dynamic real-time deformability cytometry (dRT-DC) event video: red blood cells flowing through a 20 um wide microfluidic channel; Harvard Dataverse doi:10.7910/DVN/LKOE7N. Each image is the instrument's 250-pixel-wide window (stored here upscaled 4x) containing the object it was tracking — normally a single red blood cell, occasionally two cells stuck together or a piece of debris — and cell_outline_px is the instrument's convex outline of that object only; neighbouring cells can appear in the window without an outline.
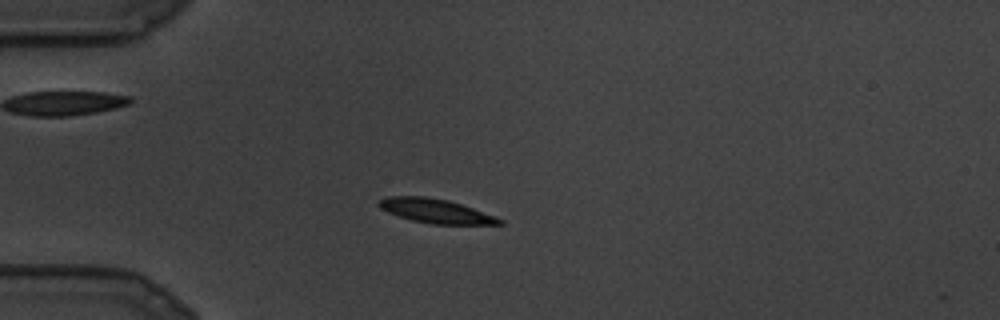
{"species": "common noctule bat (a hibernating species)", "species_latin": "Nyctalus noctula", "temperature_condition": "cold", "stored_images_in_passage": 6, "camera_frame_rate_fps": 3000, "um_per_image_px": 0.085, "animal": {"sex": "male", "body_mass_g": 19.5, "forearm_length_mm": 54.6}, "frame": {"image": 1, "passage_image": 1, "time_ms": 0.0, "image_size_px": [1000, 320], "cell_outline_px": [[504, 224], [432, 224], [412, 220], [388, 212], [380, 208], [376, 204], [380, 200], [388, 196], [424, 196], [448, 200], [472, 208], [504, 220]], "centroid_in_image_um": [37.0, 17.93], "position_along_channel_um": 48.0, "area_um2": 16.7}}
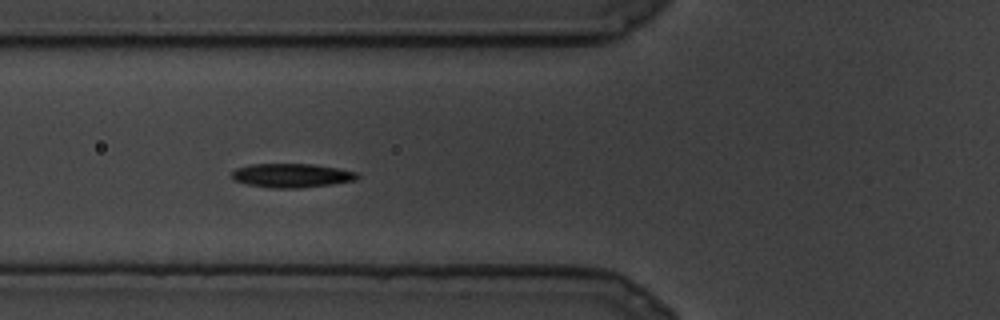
{"frame": {"image": 2, "passage_image": 4, "time_ms": 1.0, "image_size_px": [1000, 320], "cell_outline_px": [[360, 176], [356, 180], [300, 188], [272, 188], [248, 184], [236, 180], [232, 176], [232, 172], [236, 168], [248, 164], [312, 164], [336, 168], [356, 172]], "centroid_in_image_um": [24.78, 14.91], "position_along_channel_um": 101.0, "area_um2": 17.28}}
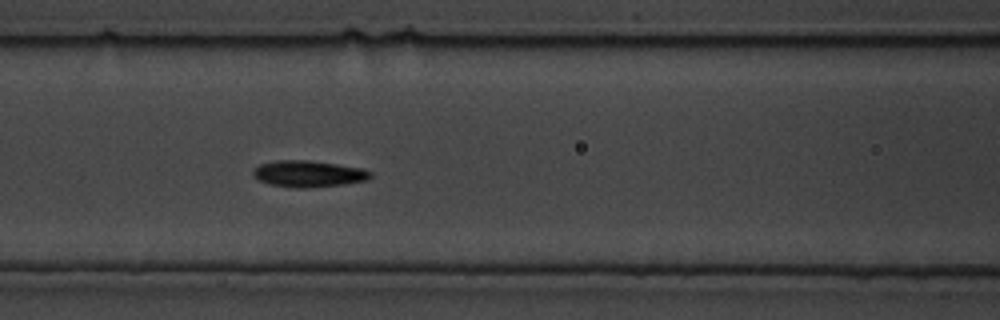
{"frame": {"image": 3, "passage_image": 6, "time_ms": 1.667, "image_size_px": [1000, 320], "cell_outline_px": [[372, 176], [368, 180], [344, 184], [308, 188], [296, 188], [268, 184], [252, 176], [252, 172], [260, 164], [276, 160], [308, 160], [336, 164], [360, 168], [372, 172]], "centroid_in_image_um": [26.21, 14.78], "position_along_channel_um": 140.4, "area_um2": 18.09}}